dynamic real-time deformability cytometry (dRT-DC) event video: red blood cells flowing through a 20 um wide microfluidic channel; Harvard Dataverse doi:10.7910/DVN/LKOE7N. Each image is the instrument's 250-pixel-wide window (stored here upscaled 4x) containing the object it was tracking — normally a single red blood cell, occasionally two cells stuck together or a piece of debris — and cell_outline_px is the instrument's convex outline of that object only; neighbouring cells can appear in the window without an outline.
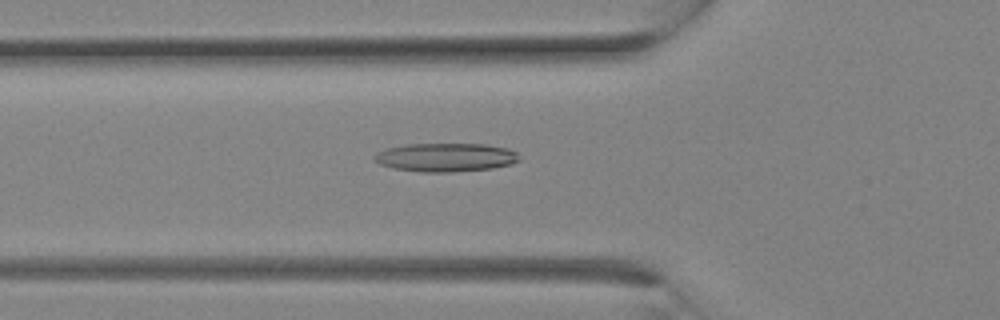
{"species": "Egyptian fruit bat (a non-hibernating species)", "species_latin": "Rousettus aegyptiacus", "temperature_condition": "room temperature", "stored_images_in_passage": 15, "camera_frame_rate_fps": 3000, "um_per_image_px": 0.085, "animal": {"sex": "female"}, "frame": {"image": 1, "passage_image": 11, "time_ms": 3.333, "image_size_px": [1000, 320], "cell_outline_px": [[520, 160], [512, 164], [492, 168], [452, 172], [420, 172], [392, 168], [380, 164], [372, 160], [372, 156], [376, 152], [384, 148], [408, 144], [484, 144], [508, 148], [516, 152], [520, 156]], "centroid_in_image_um": [37.84, 13.37], "position_along_channel_um": 88.0, "area_um2": 24.45}}
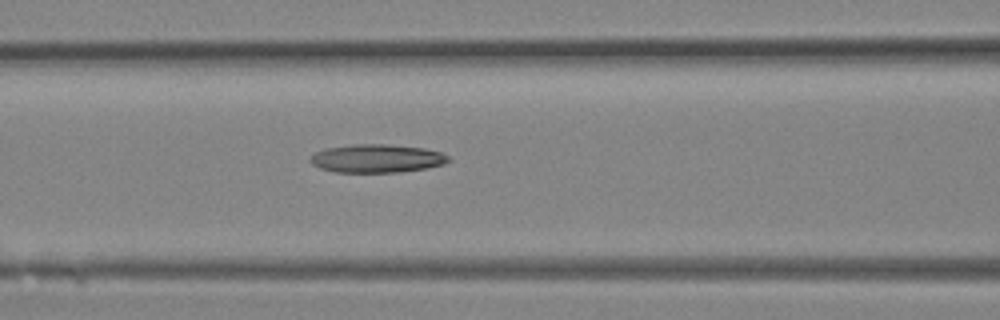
{"frame": {"image": 2, "passage_image": 13, "time_ms": 4.0, "image_size_px": [1000, 320], "cell_outline_px": [[452, 160], [444, 164], [424, 168], [396, 172], [336, 172], [320, 168], [312, 164], [308, 160], [316, 152], [328, 148], [352, 144], [388, 144], [424, 148], [440, 152], [448, 156]], "centroid_in_image_um": [32.03, 13.46], "position_along_channel_um": 134.6, "area_um2": 22.66}}
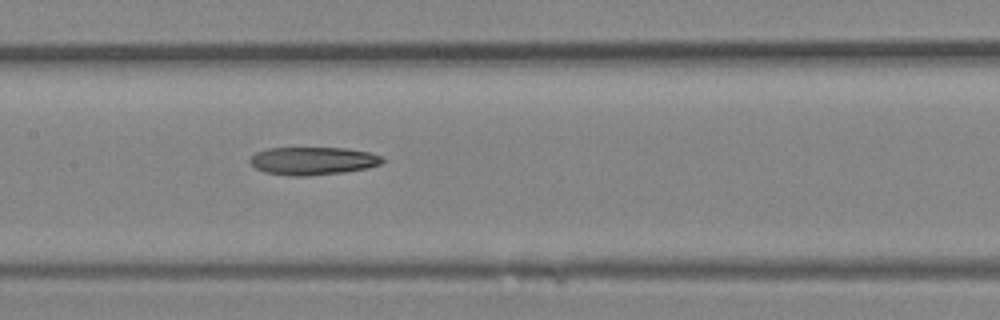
{"frame": {"image": 3, "passage_image": 15, "time_ms": 4.667, "image_size_px": [1000, 320], "cell_outline_px": [[388, 160], [380, 164], [368, 168], [344, 172], [308, 176], [288, 176], [264, 172], [256, 168], [248, 160], [256, 152], [268, 148], [348, 148], [368, 152], [384, 156]], "centroid_in_image_um": [26.64, 13.67], "position_along_channel_um": 180.8, "area_um2": 21.79}}